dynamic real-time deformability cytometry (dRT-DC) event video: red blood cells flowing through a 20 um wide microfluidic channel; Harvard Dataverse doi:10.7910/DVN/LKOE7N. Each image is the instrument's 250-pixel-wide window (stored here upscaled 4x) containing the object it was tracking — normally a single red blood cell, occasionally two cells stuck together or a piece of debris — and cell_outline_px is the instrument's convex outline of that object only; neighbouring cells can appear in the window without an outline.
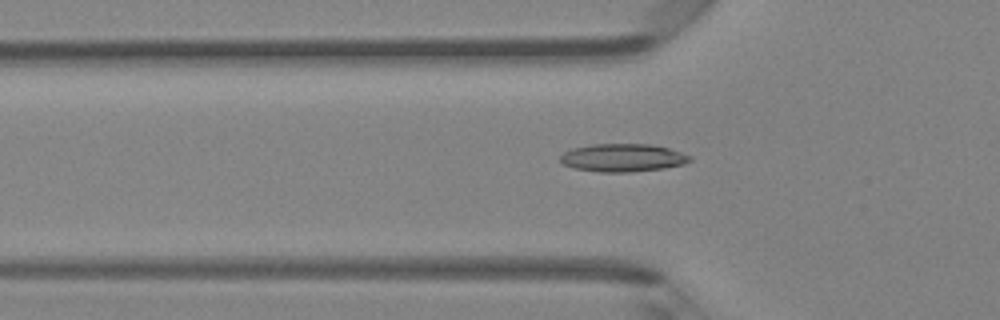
{"species": "Egyptian fruit bat (a non-hibernating species)", "species_latin": "Rousettus aegyptiacus", "temperature_condition": "room temperature", "stored_images_in_passage": 47, "camera_frame_rate_fps": 3000, "um_per_image_px": 0.085, "animal": {"sex": "female"}, "frame": {"image": 1, "passage_image": 16, "time_ms": 5.0, "image_size_px": [1000, 320], "cell_outline_px": [[692, 160], [684, 164], [664, 168], [628, 172], [600, 172], [576, 168], [564, 164], [560, 160], [560, 156], [564, 152], [572, 148], [592, 144], [648, 144], [668, 148], [692, 156]], "centroid_in_image_um": [52.95, 13.4], "position_along_channel_um": 72.9, "area_um2": 20.98}}
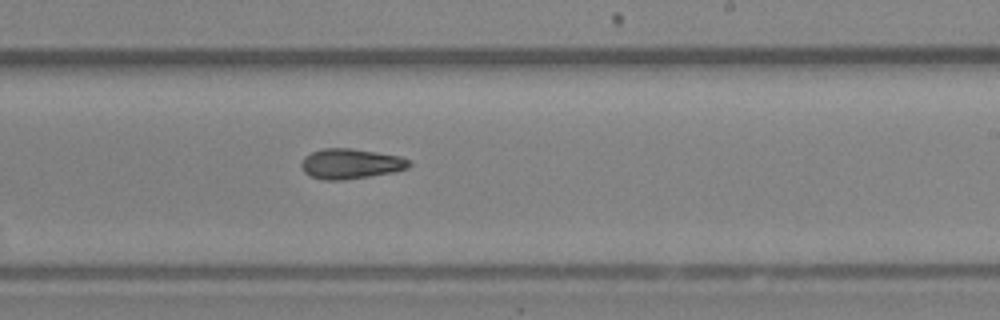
{"frame": {"image": 2, "passage_image": 29, "time_ms": 9.333, "image_size_px": [1000, 320], "cell_outline_px": [[412, 164], [408, 168], [396, 172], [340, 180], [324, 180], [312, 176], [304, 172], [300, 164], [304, 156], [312, 152], [324, 148], [352, 148], [400, 156], [412, 160]], "centroid_in_image_um": [29.84, 13.91], "position_along_channel_um": 259.2, "area_um2": 19.02}}
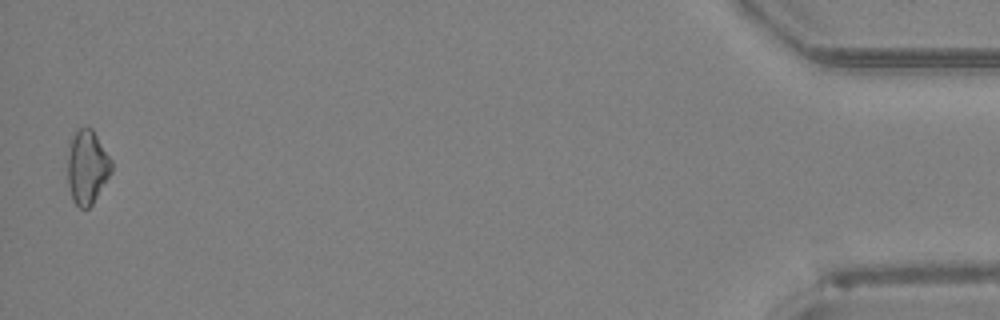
{"frame": {"image": 3, "passage_image": 47, "time_ms": 15.333, "image_size_px": [1000, 320], "cell_outline_px": [[112, 172], [92, 204], [88, 208], [80, 208], [72, 200], [68, 184], [68, 156], [72, 140], [76, 132], [80, 128], [92, 128], [112, 160]], "centroid_in_image_um": [7.43, 14.23], "position_along_channel_um": 427.8, "area_um2": 18.61}}